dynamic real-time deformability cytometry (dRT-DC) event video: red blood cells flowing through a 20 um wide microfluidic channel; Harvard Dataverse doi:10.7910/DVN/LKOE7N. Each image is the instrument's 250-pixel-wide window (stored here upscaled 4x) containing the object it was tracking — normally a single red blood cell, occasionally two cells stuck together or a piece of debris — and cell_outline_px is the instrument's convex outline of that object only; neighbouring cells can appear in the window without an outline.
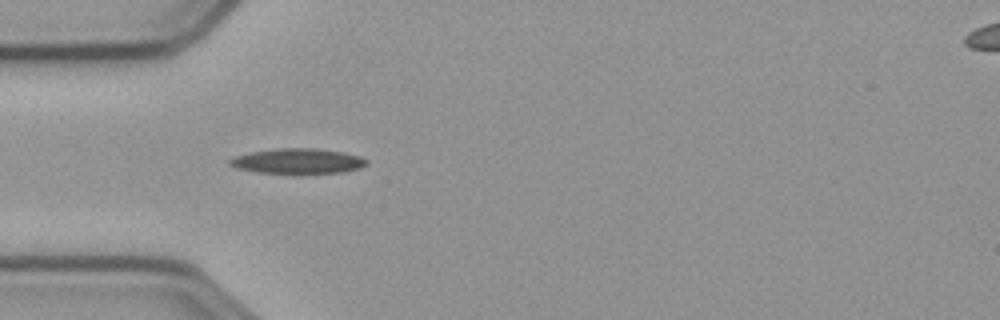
{"species": "common noctule bat (a hibernating species)", "species_latin": "Nyctalus noctula", "temperature_condition": "cold", "stored_images_in_passage": 8, "camera_frame_rate_fps": 3000, "um_per_image_px": 0.085, "animal": {"sex": "male", "body_mass_g": 23.1, "forearm_length_mm": 52.7}, "frame": {"image": 1, "passage_image": 5, "time_ms": 1.333, "image_size_px": [1000, 320], "cell_outline_px": [[368, 164], [360, 168], [344, 172], [256, 172], [236, 168], [228, 164], [228, 160], [236, 156], [252, 152], [280, 148], [316, 148], [344, 152], [360, 156], [368, 160]], "centroid_in_image_um": [25.34, 13.67], "position_along_channel_um": 59.7, "area_um2": 19.71}}